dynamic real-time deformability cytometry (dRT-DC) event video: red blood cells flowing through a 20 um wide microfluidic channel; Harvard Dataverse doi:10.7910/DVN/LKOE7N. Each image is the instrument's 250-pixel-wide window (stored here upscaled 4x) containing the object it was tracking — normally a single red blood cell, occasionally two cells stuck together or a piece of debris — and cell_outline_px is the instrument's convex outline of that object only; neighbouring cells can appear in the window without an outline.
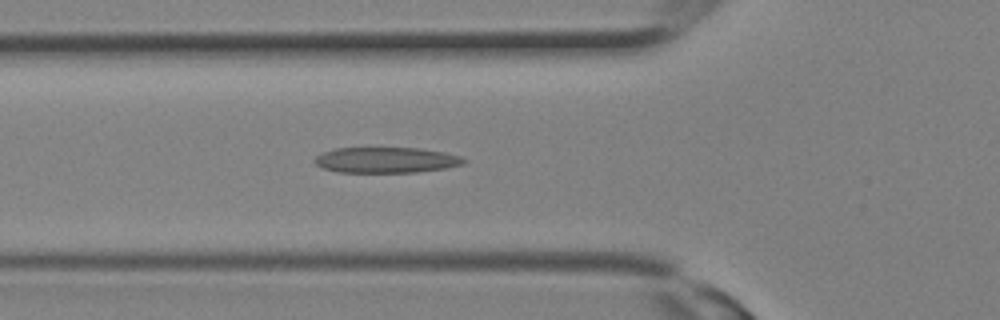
{"species": "Egyptian fruit bat (a non-hibernating species)", "species_latin": "Rousettus aegyptiacus", "temperature_condition": "room temperature", "stored_images_in_passage": 4, "camera_frame_rate_fps": 3000, "um_per_image_px": 0.085, "animal": {"sex": "female"}, "frame": {"image": 1, "passage_image": 2, "time_ms": 0.333, "image_size_px": [1000, 320], "cell_outline_px": [[468, 160], [464, 164], [444, 168], [416, 172], [340, 172], [324, 168], [316, 164], [312, 160], [320, 152], [336, 148], [416, 148], [444, 152], [460, 156]], "centroid_in_image_um": [32.8, 13.6], "position_along_channel_um": 93.0, "area_um2": 22.25}}
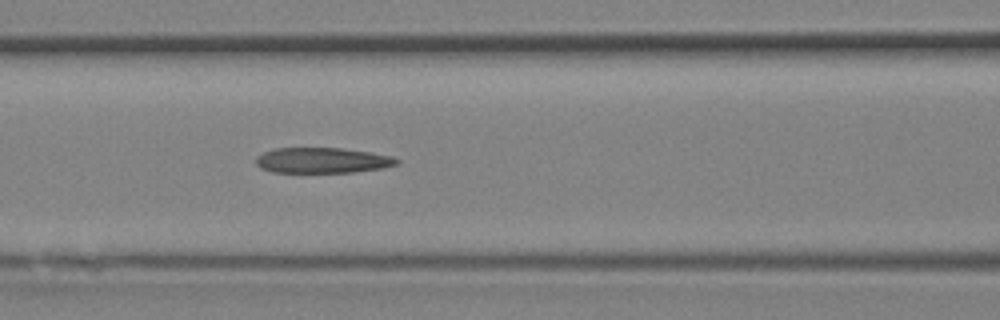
{"frame": {"image": 2, "passage_image": 4, "time_ms": 1.0, "image_size_px": [1000, 320], "cell_outline_px": [[400, 164], [384, 168], [352, 172], [272, 172], [260, 168], [256, 164], [256, 156], [272, 148], [344, 148], [372, 152], [392, 156], [400, 160]], "centroid_in_image_um": [27.43, 13.62], "position_along_channel_um": 139.2, "area_um2": 21.15}}